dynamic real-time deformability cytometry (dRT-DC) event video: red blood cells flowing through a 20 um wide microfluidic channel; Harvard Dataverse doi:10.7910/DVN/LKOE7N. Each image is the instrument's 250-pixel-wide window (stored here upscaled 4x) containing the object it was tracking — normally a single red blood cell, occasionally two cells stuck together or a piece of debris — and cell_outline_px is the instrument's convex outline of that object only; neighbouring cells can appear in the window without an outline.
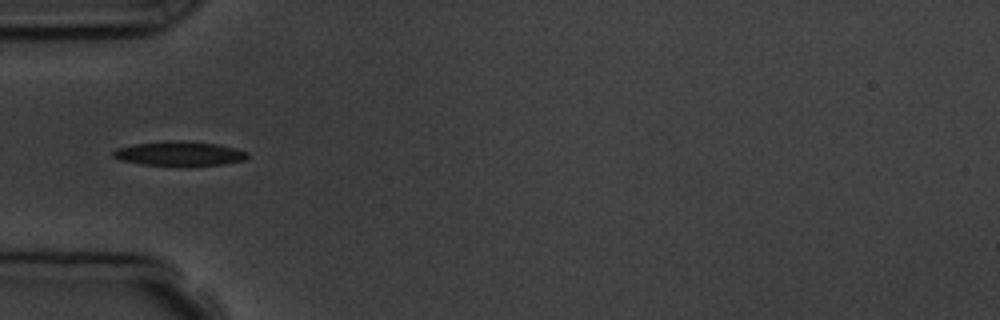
{"species": "common noctule bat (a hibernating species)", "species_latin": "Nyctalus noctula", "temperature_condition": "room temperature", "stored_images_in_passage": 6, "camera_frame_rate_fps": 3000, "um_per_image_px": 0.085, "animal": {"sex": "male", "body_mass_g": 19.5, "forearm_length_mm": 54.6}, "frame": {"image": 1, "passage_image": 4, "time_ms": 4.0, "image_size_px": [1000, 320], "cell_outline_px": [[248, 156], [244, 160], [224, 164], [144, 164], [120, 160], [112, 156], [112, 152], [116, 148], [136, 144], [168, 140], [216, 144], [236, 148], [248, 152]], "centroid_in_image_um": [15.23, 13.03], "position_along_channel_um": 69.8, "area_um2": 18.38}}